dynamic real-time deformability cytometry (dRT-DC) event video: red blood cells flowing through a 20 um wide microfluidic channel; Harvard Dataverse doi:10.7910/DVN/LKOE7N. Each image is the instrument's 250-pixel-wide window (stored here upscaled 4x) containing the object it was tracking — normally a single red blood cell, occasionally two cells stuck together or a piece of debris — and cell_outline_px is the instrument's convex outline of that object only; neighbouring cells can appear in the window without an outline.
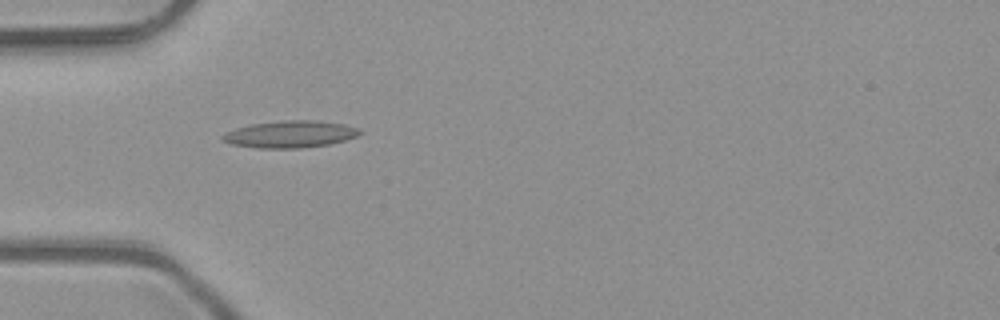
{"species": "common noctule bat (a hibernating species)", "species_latin": "Nyctalus noctula", "temperature_condition": "room temperature", "stored_images_in_passage": 5, "camera_frame_rate_fps": 3000, "um_per_image_px": 0.085, "animal": {"sex": "male", "body_mass_g": 23.1, "forearm_length_mm": 52.7}, "frame": {"image": 1, "passage_image": 4, "time_ms": 1.0, "image_size_px": [1000, 320], "cell_outline_px": [[364, 132], [356, 136], [344, 140], [328, 144], [300, 148], [256, 148], [232, 144], [220, 140], [220, 136], [236, 128], [252, 124], [284, 120], [316, 120], [344, 124], [360, 128]], "centroid_in_image_um": [24.67, 11.4], "position_along_channel_um": 60.3, "area_um2": 21.56}}
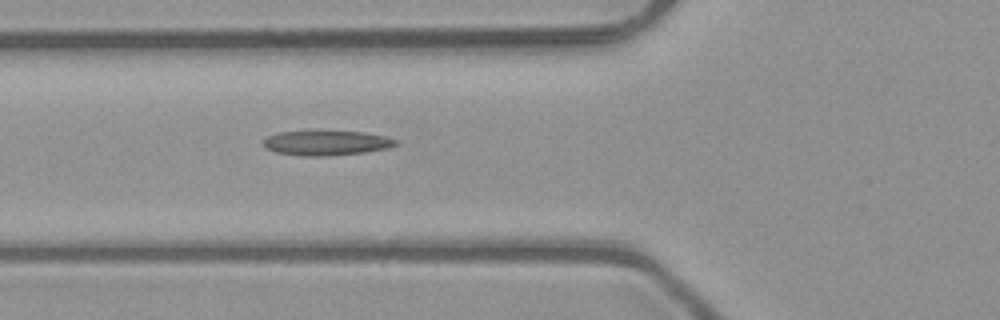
{"frame": {"image": 2, "passage_image": 5, "time_ms": 1.333, "image_size_px": [1000, 320], "cell_outline_px": [[396, 144], [388, 148], [364, 152], [328, 156], [300, 156], [276, 152], [264, 148], [260, 144], [268, 136], [280, 132], [364, 132], [384, 136], [396, 140]], "centroid_in_image_um": [27.68, 12.17], "position_along_channel_um": 98.1, "area_um2": 18.84}}